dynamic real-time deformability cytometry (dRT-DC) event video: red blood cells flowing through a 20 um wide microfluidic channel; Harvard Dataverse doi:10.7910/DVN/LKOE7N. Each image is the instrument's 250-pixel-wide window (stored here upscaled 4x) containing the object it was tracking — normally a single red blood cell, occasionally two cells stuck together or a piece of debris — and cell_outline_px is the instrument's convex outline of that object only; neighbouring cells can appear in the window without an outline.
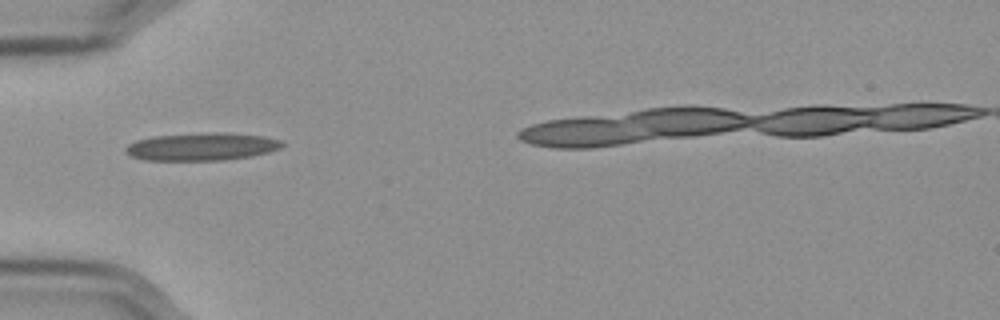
{"species": "Egyptian fruit bat (a non-hibernating species)", "species_latin": "Rousettus aegyptiacus", "temperature_condition": "cold", "stored_images_in_passage": 32, "camera_frame_rate_fps": 3000, "um_per_image_px": 0.085, "frame": {"image": 1, "passage_image": 1, "time_ms": 0.0, "image_size_px": [1000, 320], "cell_outline_px": [[284, 144], [280, 148], [268, 152], [252, 156], [224, 160], [144, 160], [132, 156], [124, 148], [128, 144], [136, 140], [152, 136], [208, 132], [224, 132], [260, 136], [280, 140]], "centroid_in_image_um": [17.13, 12.46], "position_along_channel_um": 67.9, "area_um2": 25.2}}
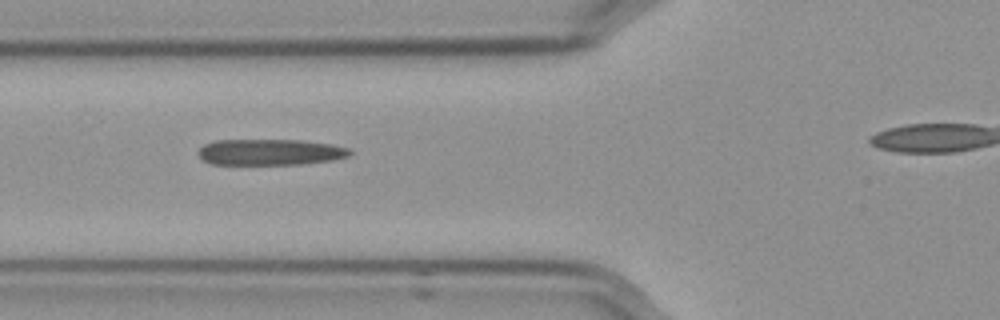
{"frame": {"image": 2, "passage_image": 4, "time_ms": 1.0, "image_size_px": [1000, 320], "cell_outline_px": [[352, 152], [348, 156], [332, 160], [304, 164], [212, 164], [204, 160], [196, 152], [204, 144], [216, 140], [304, 140], [332, 144], [348, 148]], "centroid_in_image_um": [22.97, 12.92], "position_along_channel_um": 102.8, "area_um2": 23.06}}
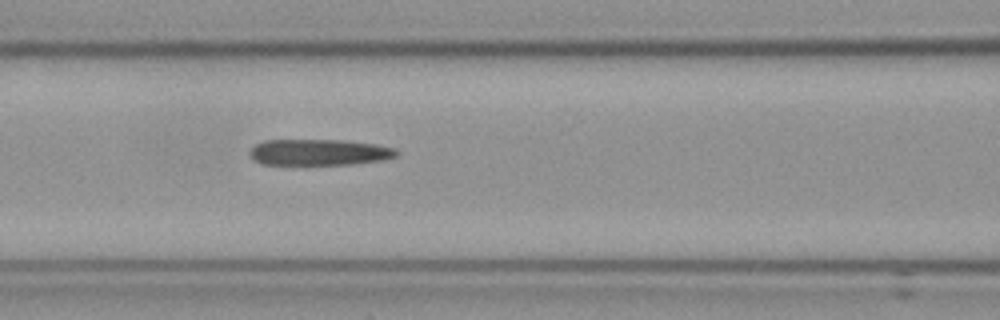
{"frame": {"image": 3, "passage_image": 7, "time_ms": 2.0, "image_size_px": [1000, 320], "cell_outline_px": [[400, 152], [396, 156], [384, 160], [352, 164], [260, 164], [248, 152], [256, 144], [264, 140], [344, 140], [376, 144], [396, 148]], "centroid_in_image_um": [27.18, 12.93], "position_along_channel_um": 139.4, "area_um2": 22.37}}